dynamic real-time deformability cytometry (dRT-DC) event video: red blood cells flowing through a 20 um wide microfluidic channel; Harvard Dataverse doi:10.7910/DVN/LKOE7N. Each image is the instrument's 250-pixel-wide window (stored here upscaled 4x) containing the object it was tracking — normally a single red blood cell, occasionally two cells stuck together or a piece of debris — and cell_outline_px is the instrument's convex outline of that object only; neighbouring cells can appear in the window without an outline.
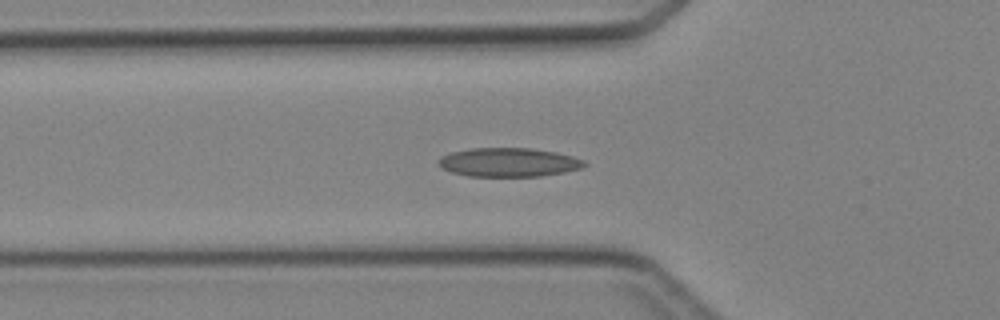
{"species": "Egyptian fruit bat (a non-hibernating species)", "species_latin": "Rousettus aegyptiacus", "temperature_condition": "cold", "stored_images_in_passage": 46, "camera_frame_rate_fps": 3000, "um_per_image_px": 0.085, "animal": {"sex": "female"}, "frame": {"image": 1, "passage_image": 15, "time_ms": 4.667, "image_size_px": [1000, 320], "cell_outline_px": [[588, 164], [580, 168], [564, 172], [540, 176], [468, 176], [452, 172], [440, 168], [440, 156], [452, 152], [472, 148], [528, 148], [556, 152], [572, 156], [584, 160]], "centroid_in_image_um": [43.24, 13.79], "position_along_channel_um": 82.6, "area_um2": 24.39}}
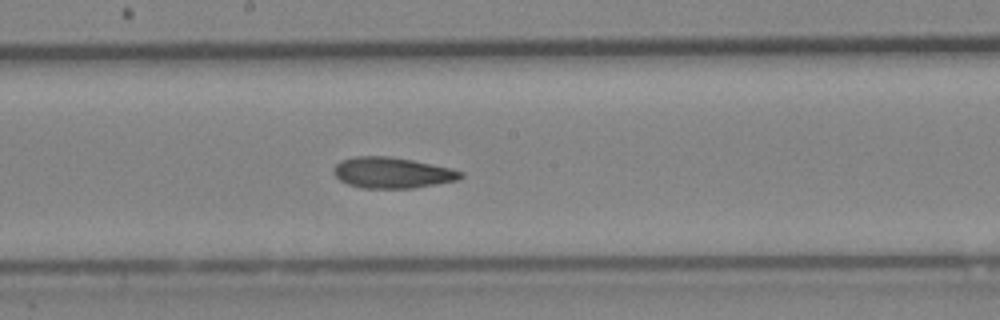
{"frame": {"image": 2, "passage_image": 24, "time_ms": 7.667, "image_size_px": [1000, 320], "cell_outline_px": [[464, 176], [460, 180], [412, 188], [360, 188], [348, 184], [340, 180], [332, 172], [332, 168], [340, 160], [356, 156], [388, 156], [412, 160], [452, 168], [464, 172]], "centroid_in_image_um": [33.34, 14.68], "position_along_channel_um": 214.9, "area_um2": 23.06}}
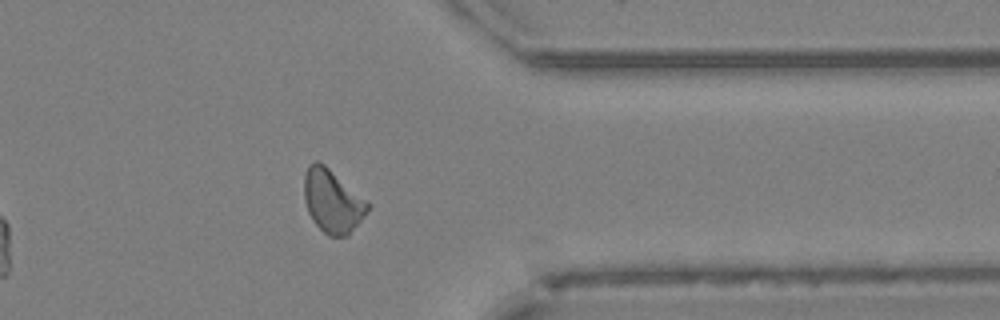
{"frame": {"image": 3, "passage_image": 36, "time_ms": 11.667, "image_size_px": [1000, 320], "cell_outline_px": [[372, 204], [368, 212], [348, 236], [328, 236], [312, 220], [308, 212], [304, 200], [304, 176], [308, 164], [316, 160], [324, 164]], "centroid_in_image_um": [28.27, 17.1], "position_along_channel_um": 383.1, "area_um2": 23.58}}